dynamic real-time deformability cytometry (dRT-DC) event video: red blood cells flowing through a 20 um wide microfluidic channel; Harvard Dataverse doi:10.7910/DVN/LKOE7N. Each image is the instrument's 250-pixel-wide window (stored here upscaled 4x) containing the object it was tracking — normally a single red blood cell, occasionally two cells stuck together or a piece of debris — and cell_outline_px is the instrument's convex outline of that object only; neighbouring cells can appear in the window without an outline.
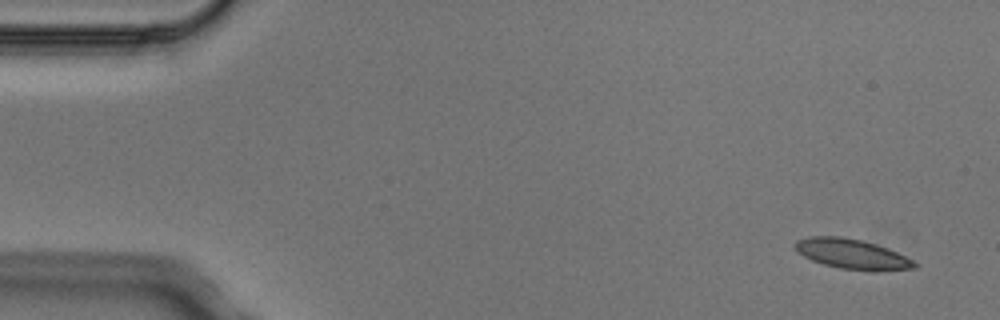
{"species": "Egyptian fruit bat (a non-hibernating species)", "species_latin": "Rousettus aegyptiacus", "temperature_condition": "cold", "stored_images_in_passage": 5, "camera_frame_rate_fps": 3000, "um_per_image_px": 0.085, "animal": {"sex": "male"}, "frame": {"image": 1, "passage_image": 1, "time_ms": 0.0, "image_size_px": [1000, 320], "cell_outline_px": [[920, 264], [916, 268], [872, 272], [840, 268], [824, 264], [812, 260], [804, 256], [796, 248], [796, 240], [808, 236], [840, 236], [860, 240], [876, 244], [888, 248]], "centroid_in_image_um": [72.47, 21.6], "position_along_channel_um": 12.5, "area_um2": 20.81}}
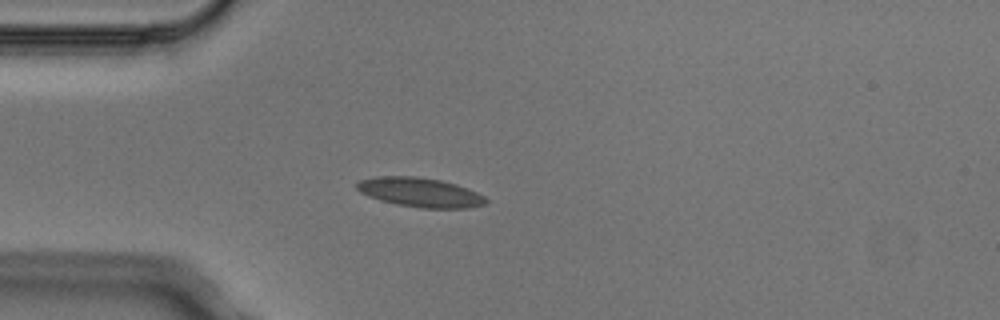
{"frame": {"image": 2, "passage_image": 4, "time_ms": 1.0, "image_size_px": [1000, 320], "cell_outline_px": [[488, 204], [468, 208], [420, 208], [396, 204], [380, 200], [368, 196], [360, 192], [356, 188], [356, 184], [360, 180], [376, 176], [416, 176], [440, 180], [456, 184], [468, 188], [484, 196], [488, 200]], "centroid_in_image_um": [35.72, 16.35], "position_along_channel_um": 49.3, "area_um2": 22.2}}